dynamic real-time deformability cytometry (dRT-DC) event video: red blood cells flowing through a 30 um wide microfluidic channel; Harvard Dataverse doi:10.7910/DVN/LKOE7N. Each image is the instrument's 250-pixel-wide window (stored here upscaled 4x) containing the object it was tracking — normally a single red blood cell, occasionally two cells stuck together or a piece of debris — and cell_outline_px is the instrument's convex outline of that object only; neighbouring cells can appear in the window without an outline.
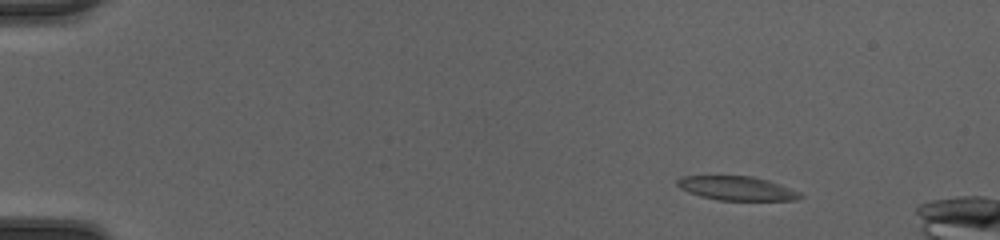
{"species": "common noctule bat (a hibernating species)", "species_latin": "Nyctalus noctula", "temperature_condition": "cold", "stored_images_in_passage": 52, "camera_frame_rate_fps": 3000, "um_per_image_px": 0.085, "animal": {"sex": "female", "body_mass_g": 20.0, "forearm_length_mm": 54.0}, "frame": {"image": 1, "passage_image": 7, "time_ms": 2.0, "image_size_px": [1000, 240], "cell_outline_px": [[804, 196], [796, 200], [716, 200], [700, 196], [688, 192], [680, 188], [676, 184], [676, 180], [680, 176], [752, 176], [768, 180], [800, 192]], "centroid_in_image_um": [62.6, 16.01], "position_along_channel_um": 22.4, "area_um2": 17.22}}
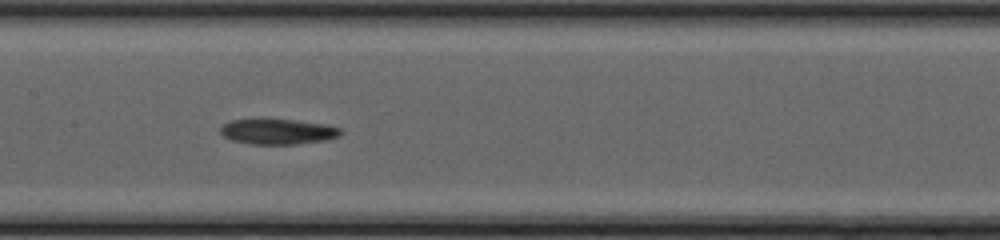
{"frame": {"image": 2, "passage_image": 27, "time_ms": 8.667, "image_size_px": [1000, 240], "cell_outline_px": [[344, 132], [340, 136], [324, 140], [296, 144], [248, 144], [232, 140], [224, 136], [220, 132], [220, 128], [224, 124], [232, 120], [264, 116], [328, 124], [340, 128]], "centroid_in_image_um": [23.6, 11.14], "position_along_channel_um": 183.8, "area_um2": 18.61}}
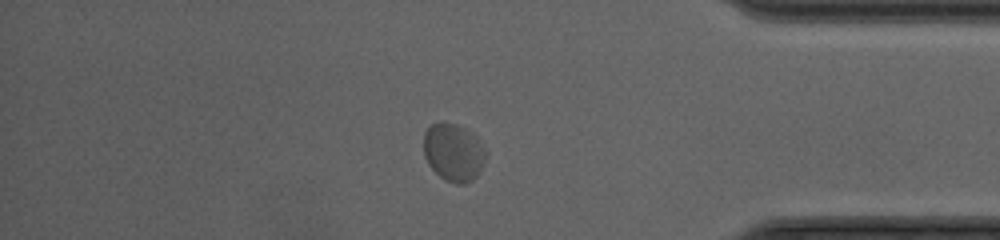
{"frame": {"image": 3, "passage_image": 44, "time_ms": 14.333, "image_size_px": [1000, 240], "cell_outline_px": [[488, 156], [480, 172], [472, 180], [464, 184], [456, 184], [444, 180], [428, 164], [424, 156], [424, 132], [432, 124], [440, 120], [444, 120], [456, 124], [472, 132], [476, 136], [484, 148]], "centroid_in_image_um": [38.56, 12.93], "position_along_channel_um": 396.6, "area_um2": 21.33}}